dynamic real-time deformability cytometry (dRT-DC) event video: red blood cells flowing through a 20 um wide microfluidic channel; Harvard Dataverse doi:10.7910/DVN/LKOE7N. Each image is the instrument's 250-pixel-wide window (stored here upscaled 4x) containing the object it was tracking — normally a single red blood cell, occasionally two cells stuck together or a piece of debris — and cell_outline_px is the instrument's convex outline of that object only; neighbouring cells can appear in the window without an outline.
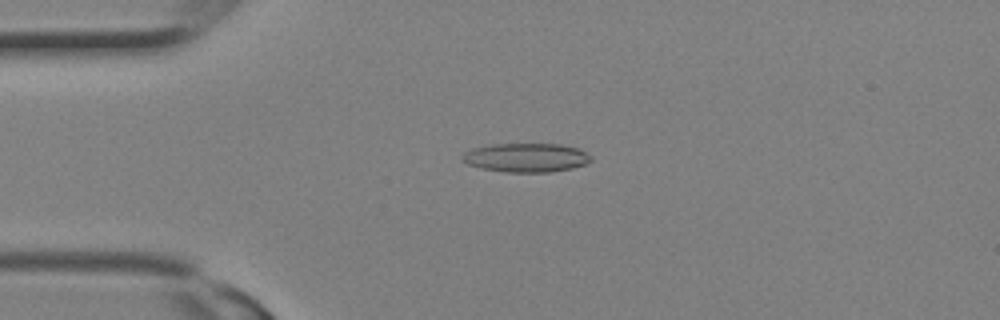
{"species": "Egyptian fruit bat (a non-hibernating species)", "species_latin": "Rousettus aegyptiacus", "temperature_condition": "room temperature", "stored_images_in_passage": 28, "camera_frame_rate_fps": 3000, "um_per_image_px": 0.085, "animal": {"sex": "female"}, "frame": {"image": 1, "passage_image": 7, "time_ms": 2.0, "image_size_px": [1000, 320], "cell_outline_px": [[592, 160], [584, 164], [572, 168], [548, 172], [504, 172], [480, 168], [468, 164], [460, 160], [460, 156], [464, 152], [472, 148], [492, 144], [560, 144], [580, 148], [592, 156]], "centroid_in_image_um": [44.7, 13.39], "position_along_channel_um": 40.3, "area_um2": 21.91}}
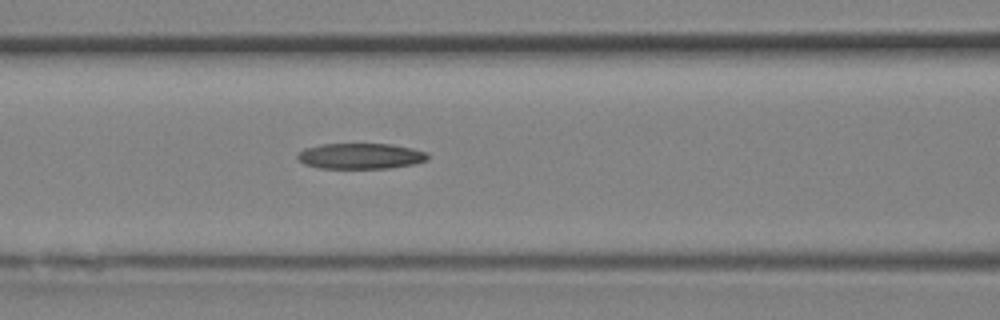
{"frame": {"image": 2, "passage_image": 12, "time_ms": 3.667, "image_size_px": [1000, 320], "cell_outline_px": [[428, 160], [416, 164], [392, 168], [320, 168], [304, 164], [296, 156], [304, 148], [320, 144], [392, 144], [412, 148], [428, 152]], "centroid_in_image_um": [30.69, 13.26], "position_along_channel_um": 135.9, "area_um2": 19.65}}
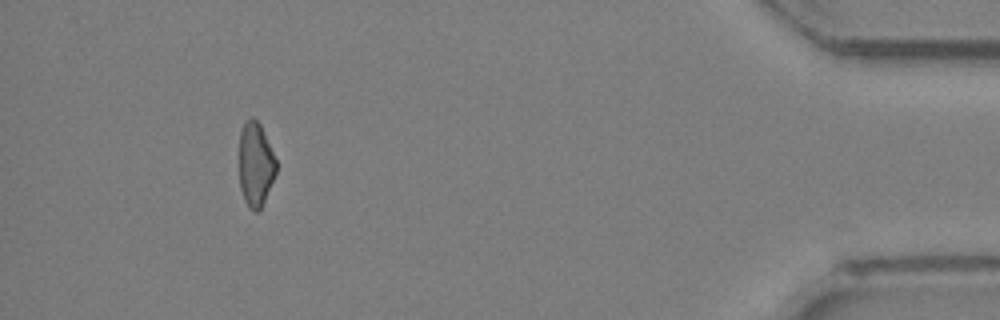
{"frame": {"image": 3, "passage_image": 26, "time_ms": 8.333, "image_size_px": [1000, 320], "cell_outline_px": [[276, 172], [264, 200], [260, 208], [256, 212], [252, 212], [248, 208], [244, 200], [240, 188], [240, 132], [244, 120], [252, 116], [260, 124], [276, 160]], "centroid_in_image_um": [21.7, 13.97], "position_along_channel_um": 413.5, "area_um2": 17.98}}